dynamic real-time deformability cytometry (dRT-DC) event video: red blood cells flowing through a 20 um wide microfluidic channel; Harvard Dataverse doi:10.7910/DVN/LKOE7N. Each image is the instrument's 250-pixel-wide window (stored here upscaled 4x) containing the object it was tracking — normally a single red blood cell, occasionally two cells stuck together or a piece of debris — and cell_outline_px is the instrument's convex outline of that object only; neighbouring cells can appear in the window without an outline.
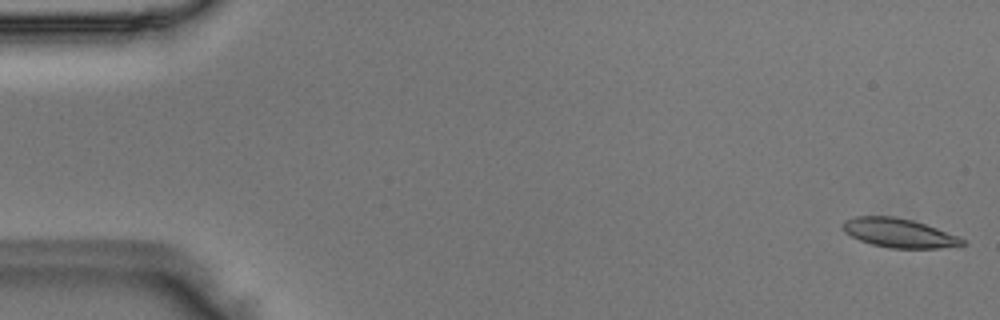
{"species": "Egyptian fruit bat (a non-hibernating species)", "species_latin": "Rousettus aegyptiacus", "temperature_condition": "room temperature", "stored_images_in_passage": 50, "camera_frame_rate_fps": 3000, "um_per_image_px": 0.085, "animal": {"sex": "male"}, "frame": {"image": 1, "passage_image": 1, "time_ms": 0.0, "image_size_px": [1000, 320], "cell_outline_px": [[968, 244], [940, 248], [892, 248], [872, 244], [860, 240], [844, 232], [844, 220], [856, 216], [896, 216], [912, 220], [936, 228], [956, 236], [964, 240]], "centroid_in_image_um": [76.4, 19.8], "position_along_channel_um": 8.6, "area_um2": 19.94}}
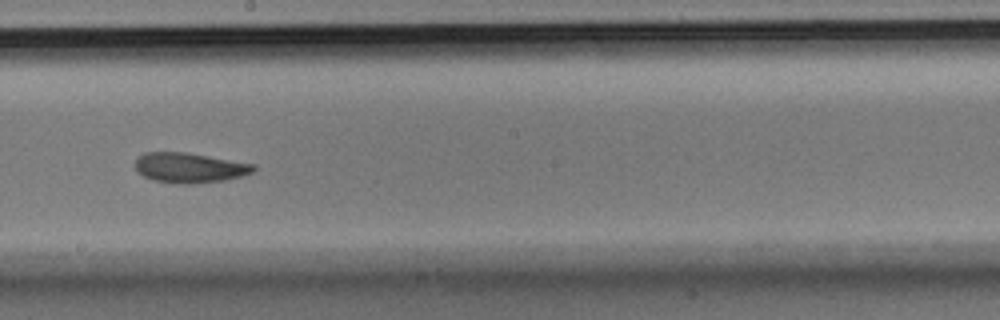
{"frame": {"image": 2, "passage_image": 28, "time_ms": 9.0, "image_size_px": [1000, 320], "cell_outline_px": [[256, 168], [252, 172], [240, 176], [224, 180], [192, 184], [176, 184], [152, 180], [136, 172], [136, 160], [144, 152], [188, 152], [256, 164]], "centroid_in_image_um": [16.11, 14.25], "position_along_channel_um": 232.1, "area_um2": 20.87}}
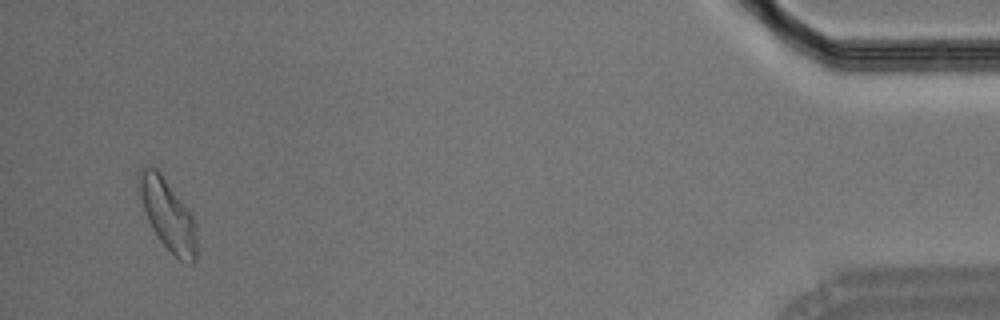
{"frame": {"image": 3, "passage_image": 48, "time_ms": 15.667, "image_size_px": [1000, 320], "cell_outline_px": [[196, 260], [192, 264], [180, 260], [160, 240], [152, 228], [148, 220], [136, 188], [136, 172], [140, 168], [156, 168], [160, 172], [184, 204], [192, 216], [196, 224]], "centroid_in_image_um": [14.22, 18.21], "position_along_channel_um": 421.0, "area_um2": 23.76}}